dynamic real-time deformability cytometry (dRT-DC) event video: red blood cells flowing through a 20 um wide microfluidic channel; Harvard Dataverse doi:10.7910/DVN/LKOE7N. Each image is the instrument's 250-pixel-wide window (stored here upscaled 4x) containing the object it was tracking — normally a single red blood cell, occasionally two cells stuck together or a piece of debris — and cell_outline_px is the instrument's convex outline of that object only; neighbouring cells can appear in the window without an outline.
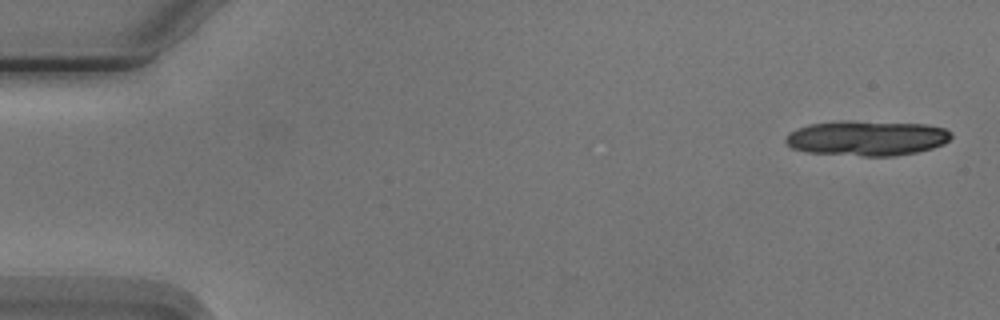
{"species": "Egyptian fruit bat (a non-hibernating species)", "species_latin": "Rousettus aegyptiacus", "temperature_condition": "cold", "stored_images_in_passage": 6, "camera_frame_rate_fps": 3000, "um_per_image_px": 0.085, "animal": {"sex": "male"}, "frame": {"image": 1, "passage_image": 1, "time_ms": 0.0, "image_size_px": [1000, 320], "cell_outline_px": [[952, 136], [944, 144], [932, 148], [916, 152], [892, 156], [860, 156], [808, 152], [792, 148], [784, 140], [788, 132], [796, 128], [808, 124], [840, 120], [848, 120], [928, 124], [944, 128], [952, 132]], "centroid_in_image_um": [73.67, 11.72], "position_along_channel_um": 11.3, "area_um2": 34.28}}
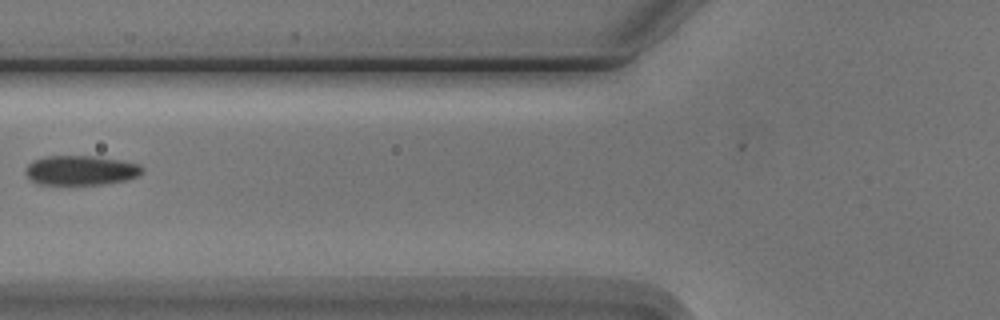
{"frame": {"image": 2, "passage_image": 6, "time_ms": 6.667, "image_size_px": [1000, 320], "cell_outline_px": [[144, 168], [136, 176], [128, 180], [104, 184], [40, 184], [32, 180], [24, 172], [28, 164], [32, 160], [44, 156], [96, 156], [140, 164]], "centroid_in_image_um": [6.85, 14.47], "position_along_channel_um": 118.9, "area_um2": 20.06}}